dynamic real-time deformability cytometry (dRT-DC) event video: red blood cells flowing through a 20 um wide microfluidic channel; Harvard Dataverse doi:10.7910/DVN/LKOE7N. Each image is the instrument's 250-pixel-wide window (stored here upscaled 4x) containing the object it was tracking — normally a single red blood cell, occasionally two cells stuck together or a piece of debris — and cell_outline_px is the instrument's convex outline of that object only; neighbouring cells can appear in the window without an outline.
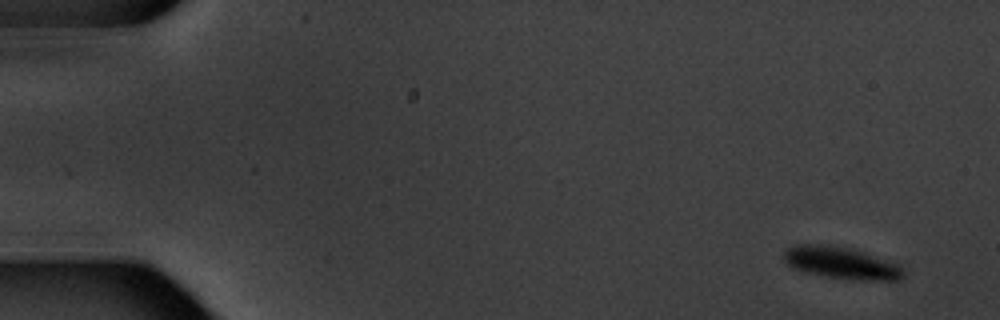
{"species": "common noctule bat (a hibernating species)", "species_latin": "Nyctalus noctula", "temperature_condition": "warm", "stored_images_in_passage": 5, "camera_frame_rate_fps": 3000, "um_per_image_px": 0.085, "animal": {"sex": "male", "body_mass_g": 20.1, "forearm_length_mm": 53.5}, "frame": {"image": 1, "passage_image": 1, "time_ms": 0.0, "image_size_px": [1000, 320], "cell_outline_px": [[904, 276], [900, 280], [856, 280], [824, 276], [792, 268], [784, 260], [784, 252], [788, 248], [796, 244], [820, 244], [848, 248], [864, 252], [900, 264], [904, 272]], "centroid_in_image_um": [71.53, 22.35], "position_along_channel_um": 13.5, "area_um2": 22.2}}